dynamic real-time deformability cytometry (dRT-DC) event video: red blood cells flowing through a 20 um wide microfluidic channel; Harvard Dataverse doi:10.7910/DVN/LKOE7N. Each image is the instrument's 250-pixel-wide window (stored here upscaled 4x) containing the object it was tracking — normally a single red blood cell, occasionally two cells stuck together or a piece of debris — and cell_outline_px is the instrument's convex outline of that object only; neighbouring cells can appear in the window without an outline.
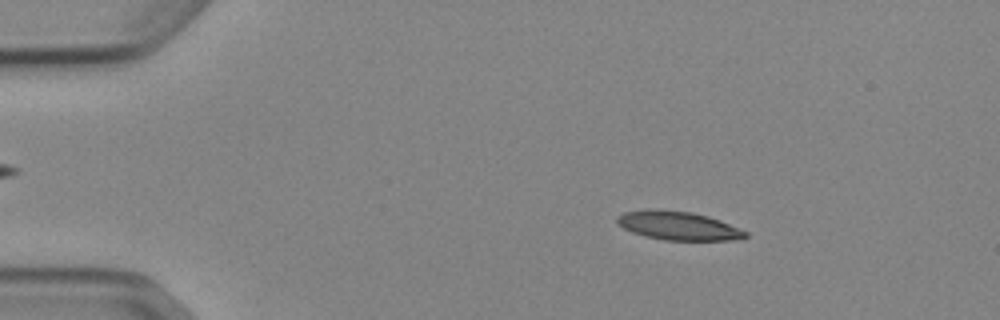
{"species": "Egyptian fruit bat (a non-hibernating species)", "species_latin": "Rousettus aegyptiacus", "temperature_condition": "cold", "stored_images_in_passage": 52, "camera_frame_rate_fps": 3000, "um_per_image_px": 0.085, "animal": {"sex": "female"}, "frame": {"image": 1, "passage_image": 8, "time_ms": 2.333, "image_size_px": [1000, 320], "cell_outline_px": [[748, 236], [732, 240], [664, 240], [644, 236], [632, 232], [624, 228], [616, 220], [616, 216], [624, 212], [644, 208], [648, 208], [692, 212], [708, 216], [748, 232]], "centroid_in_image_um": [57.59, 19.17], "position_along_channel_um": 27.4, "area_um2": 21.39}}
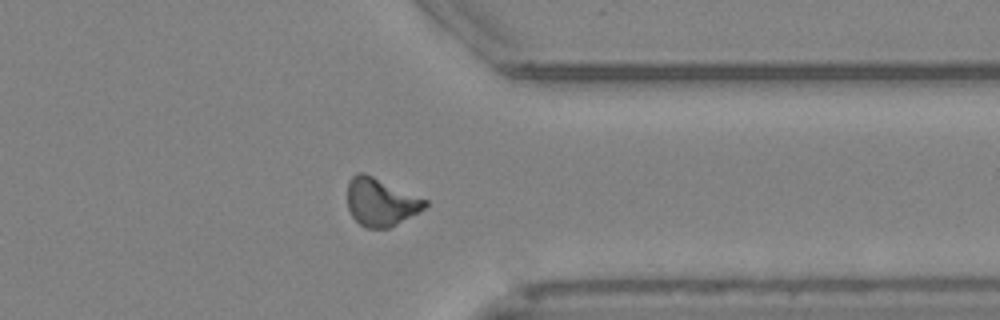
{"frame": {"image": 2, "passage_image": 41, "time_ms": 13.333, "image_size_px": [1000, 320], "cell_outline_px": [[428, 204], [420, 212], [388, 228], [364, 228], [352, 216], [348, 208], [348, 180], [356, 172], [364, 172], [428, 200]], "centroid_in_image_um": [32.36, 17.17], "position_along_channel_um": 379.0, "area_um2": 21.68}}
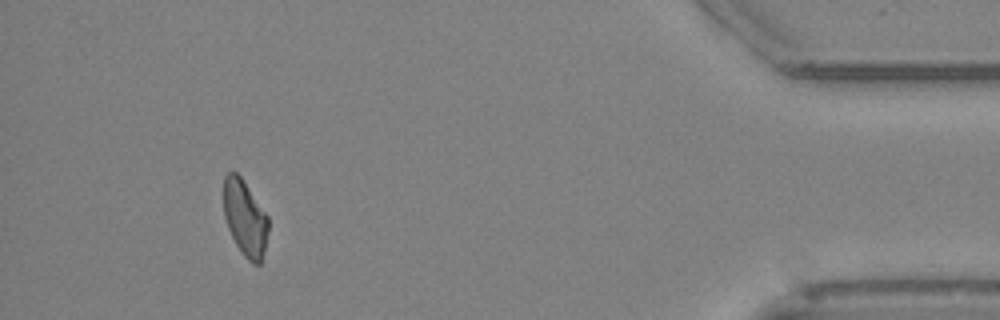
{"frame": {"image": 3, "passage_image": 48, "time_ms": 15.667, "image_size_px": [1000, 320], "cell_outline_px": [[268, 232], [260, 264], [252, 264], [244, 256], [236, 244], [228, 228], [224, 216], [224, 176], [232, 168], [240, 176], [268, 216]], "centroid_in_image_um": [20.81, 18.51], "position_along_channel_um": 414.4, "area_um2": 19.59}, "authors_computed_cell_mechanics": {"area_um2": 21.386, "velocity_mm_per_s": 3.8775, "shape_relaxation_time_tau1_ms": 8.8084, "shape_relaxation_time_tau2_ms": null, "deformation_change_tau1": 0.2092, "deformation_change_tau2": null}}